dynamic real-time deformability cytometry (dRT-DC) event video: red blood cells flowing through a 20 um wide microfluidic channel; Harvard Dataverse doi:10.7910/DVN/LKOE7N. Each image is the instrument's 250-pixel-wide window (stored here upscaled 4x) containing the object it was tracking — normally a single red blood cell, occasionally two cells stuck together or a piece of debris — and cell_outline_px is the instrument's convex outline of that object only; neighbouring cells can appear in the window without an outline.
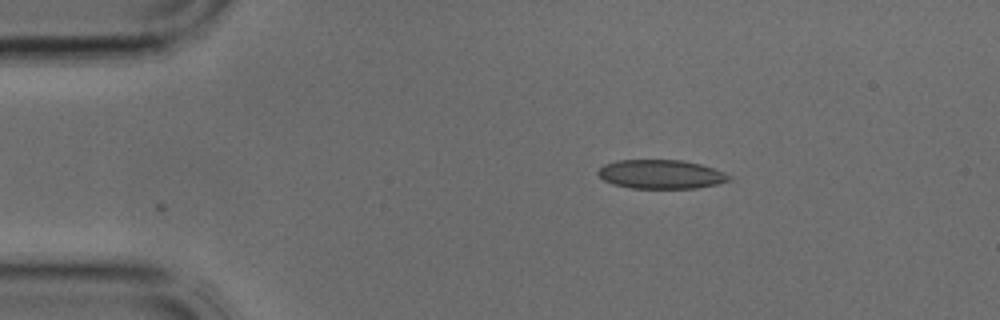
{"species": "common noctule bat (a hibernating species)", "species_latin": "Nyctalus noctula", "temperature_condition": "cold", "stored_images_in_passage": 3, "camera_frame_rate_fps": 3000, "um_per_image_px": 0.085, "animal": {"sex": "male", "body_mass_g": 17.9, "forearm_length_mm": 54.2}, "frame": {"image": 1, "passage_image": 3, "time_ms": 0.667, "image_size_px": [1000, 320], "cell_outline_px": [[732, 180], [716, 184], [696, 188], [632, 188], [612, 184], [604, 180], [596, 172], [604, 164], [616, 160], [680, 160], [700, 164], [724, 172], [732, 176]], "centroid_in_image_um": [56.18, 14.81], "position_along_channel_um": 28.8, "area_um2": 22.08}}